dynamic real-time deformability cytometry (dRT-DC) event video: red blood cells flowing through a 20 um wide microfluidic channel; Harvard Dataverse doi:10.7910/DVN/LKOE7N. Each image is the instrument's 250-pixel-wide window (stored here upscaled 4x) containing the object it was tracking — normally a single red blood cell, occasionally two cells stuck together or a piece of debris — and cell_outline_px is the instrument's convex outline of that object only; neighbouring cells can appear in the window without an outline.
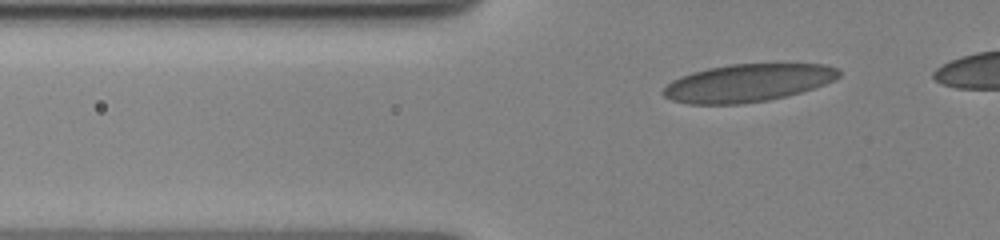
{"species": "human", "species_latin": "Homo sapiens", "temperature_condition": "cold", "stored_images_in_passage": 44, "camera_frame_rate_fps": 3000, "um_per_image_px": 0.085, "donor": {"sex": "female"}, "frame": {"image": 1, "passage_image": 10, "time_ms": 3.0, "image_size_px": [1000, 240], "cell_outline_px": [[840, 76], [836, 80], [800, 92], [768, 100], [744, 104], [688, 104], [672, 100], [664, 96], [660, 92], [672, 80], [680, 76], [692, 72], [708, 68], [728, 64], [824, 64], [836, 68], [840, 72]], "centroid_in_image_um": [63.53, 7.05], "position_along_channel_um": 62.3, "area_um2": 38.61}}
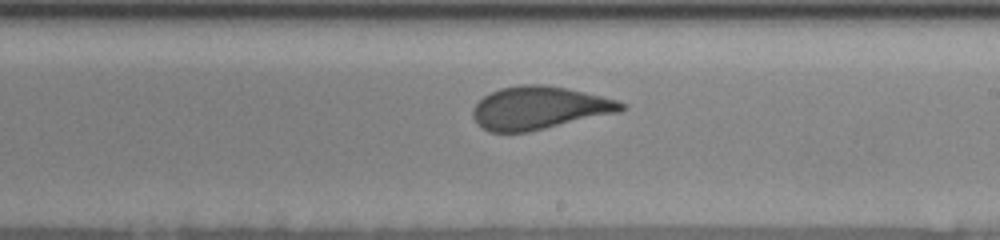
{"frame": {"image": 2, "passage_image": 27, "time_ms": 8.667, "image_size_px": [1000, 240], "cell_outline_px": [[628, 108], [620, 112], [528, 132], [488, 132], [476, 124], [472, 116], [472, 112], [476, 104], [484, 96], [500, 88], [520, 84], [544, 84], [568, 88], [616, 100], [628, 104]], "centroid_in_image_um": [45.84, 9.17], "position_along_channel_um": 243.2, "area_um2": 37.28}}
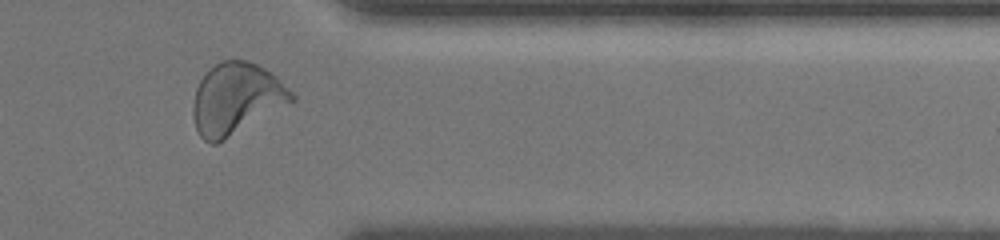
{"frame": {"image": 3, "passage_image": 40, "time_ms": 13.0, "image_size_px": [1000, 240], "cell_outline_px": [[296, 100], [224, 140], [216, 144], [212, 144], [204, 140], [200, 136], [196, 128], [192, 116], [192, 104], [196, 88], [200, 80], [220, 60], [248, 60], [264, 68], [276, 76], [296, 96]], "centroid_in_image_um": [20.07, 8.4], "position_along_channel_um": 391.3, "area_um2": 40.81}}